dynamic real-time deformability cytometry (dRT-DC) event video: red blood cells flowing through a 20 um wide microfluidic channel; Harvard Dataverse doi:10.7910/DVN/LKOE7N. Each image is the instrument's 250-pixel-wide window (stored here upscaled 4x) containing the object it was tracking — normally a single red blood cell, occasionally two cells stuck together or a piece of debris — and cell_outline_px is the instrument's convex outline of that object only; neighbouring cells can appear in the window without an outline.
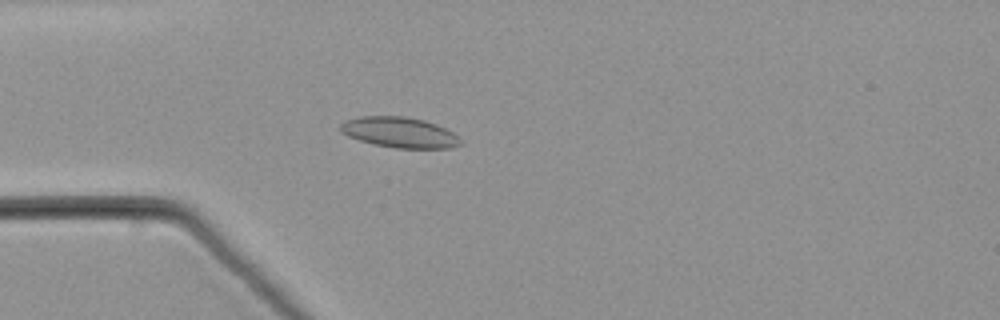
{"species": "common noctule bat (a hibernating species)", "species_latin": "Nyctalus noctula", "temperature_condition": "warm", "stored_images_in_passage": 47, "camera_frame_rate_fps": 3000, "um_per_image_px": 0.085, "animal": {"sex": "male", "body_mass_g": 21.5, "forearm_length_mm": 52.0}, "frame": {"image": 1, "passage_image": 15, "time_ms": 4.667, "image_size_px": [1000, 320], "cell_outline_px": [[464, 144], [452, 148], [396, 148], [372, 144], [348, 136], [340, 132], [340, 124], [344, 120], [360, 116], [404, 116], [424, 120], [436, 124], [452, 132]], "centroid_in_image_um": [33.94, 11.25], "position_along_channel_um": 51.1, "area_um2": 21.44}}
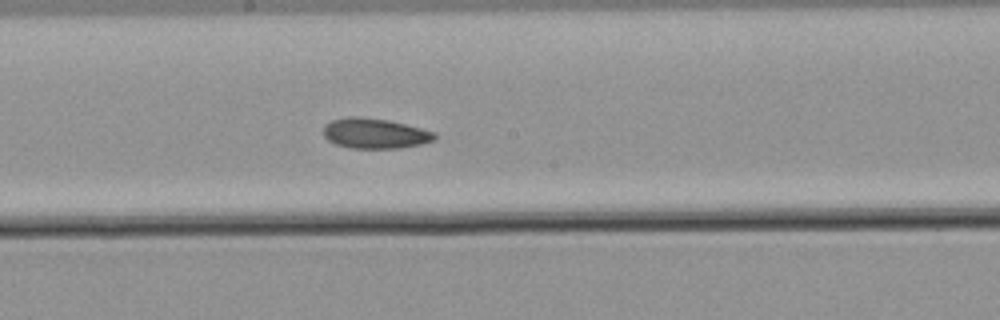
{"frame": {"image": 2, "passage_image": 29, "time_ms": 9.333, "image_size_px": [1000, 320], "cell_outline_px": [[436, 140], [420, 144], [400, 148], [352, 148], [336, 144], [328, 140], [324, 136], [324, 124], [332, 120], [352, 116], [388, 120], [436, 132]], "centroid_in_image_um": [31.87, 11.34], "position_along_channel_um": 216.3, "area_um2": 19.42}}
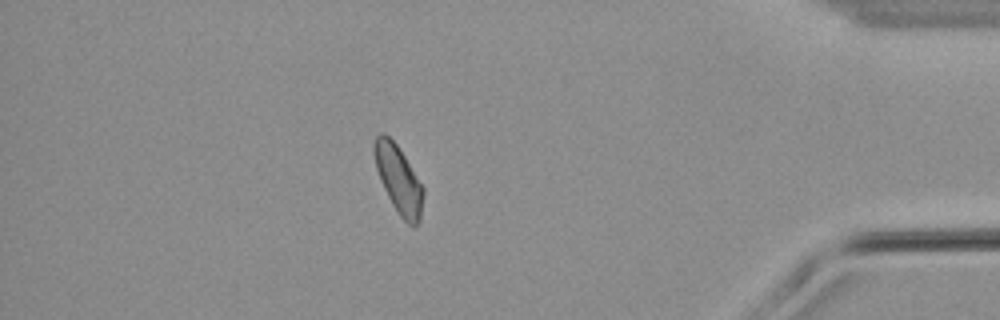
{"frame": {"image": 3, "passage_image": 47, "time_ms": 15.333, "image_size_px": [1000, 320], "cell_outline_px": [[424, 192], [420, 220], [412, 228], [396, 212], [380, 180], [376, 168], [372, 152], [372, 144], [376, 136], [380, 132], [384, 132], [396, 144], [404, 156], [424, 188]], "centroid_in_image_um": [33.85, 15.24], "position_along_channel_um": 401.3, "area_um2": 19.42}}